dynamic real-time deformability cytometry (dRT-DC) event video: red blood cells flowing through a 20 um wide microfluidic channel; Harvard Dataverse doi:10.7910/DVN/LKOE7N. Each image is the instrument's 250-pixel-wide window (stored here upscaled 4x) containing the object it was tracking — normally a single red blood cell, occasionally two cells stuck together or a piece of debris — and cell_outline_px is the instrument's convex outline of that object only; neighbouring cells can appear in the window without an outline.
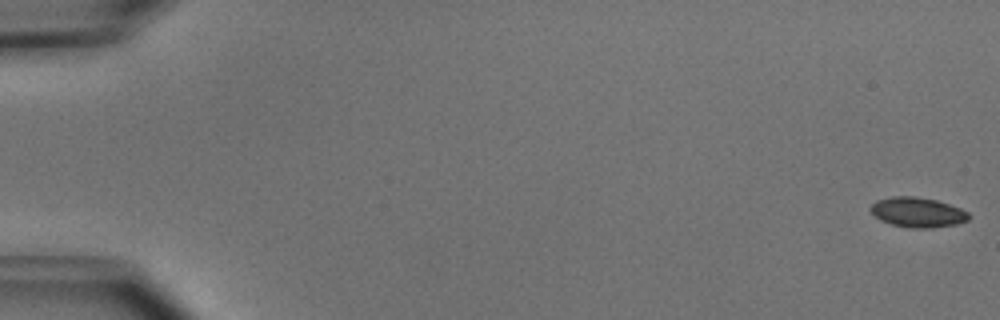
{"species": "common noctule bat (a hibernating species)", "species_latin": "Nyctalus noctula", "temperature_condition": "cold", "stored_images_in_passage": 51, "camera_frame_rate_fps": 3000, "um_per_image_px": 0.085, "animal": {"sex": "male", "body_mass_g": 15.6}, "frame": {"image": 1, "passage_image": 1, "time_ms": 0.0, "image_size_px": [1000, 320], "cell_outline_px": [[972, 216], [968, 220], [956, 224], [932, 228], [908, 228], [892, 224], [880, 220], [868, 208], [876, 200], [892, 196], [916, 196], [936, 200], [960, 208], [968, 212]], "centroid_in_image_um": [78.0, 18.04], "position_along_channel_um": 7.0, "area_um2": 17.22}}
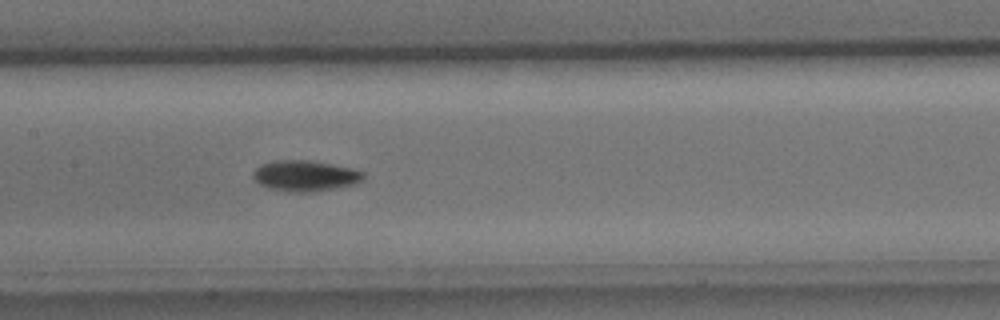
{"frame": {"image": 2, "passage_image": 26, "time_ms": 8.333, "image_size_px": [1000, 320], "cell_outline_px": [[364, 176], [360, 180], [352, 184], [316, 192], [292, 192], [268, 188], [260, 184], [252, 176], [252, 172], [260, 164], [276, 160], [312, 160], [352, 168], [364, 172]], "centroid_in_image_um": [25.9, 14.93], "position_along_channel_um": 181.5, "area_um2": 19.77}}
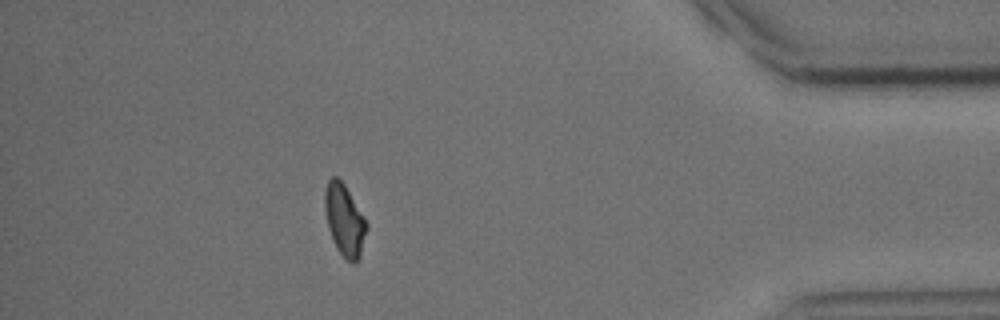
{"frame": {"image": 3, "passage_image": 46, "time_ms": 15.0, "image_size_px": [1000, 320], "cell_outline_px": [[368, 228], [360, 256], [352, 264], [336, 248], [332, 240], [328, 228], [324, 208], [324, 192], [328, 180], [332, 176], [336, 176], [344, 184], [368, 224]], "centroid_in_image_um": [29.27, 18.7], "position_along_channel_um": 405.9, "area_um2": 17.34}, "authors_computed_cell_mechanics": {"area_um2": 17.6868, "velocity_mm_per_s": 3.982, "shape_relaxation_time_tau1_ms": 2.186, "shape_relaxation_time_tau2_ms": null, "deformation_change_tau1": 0.0932, "deformation_change_tau2": null}}